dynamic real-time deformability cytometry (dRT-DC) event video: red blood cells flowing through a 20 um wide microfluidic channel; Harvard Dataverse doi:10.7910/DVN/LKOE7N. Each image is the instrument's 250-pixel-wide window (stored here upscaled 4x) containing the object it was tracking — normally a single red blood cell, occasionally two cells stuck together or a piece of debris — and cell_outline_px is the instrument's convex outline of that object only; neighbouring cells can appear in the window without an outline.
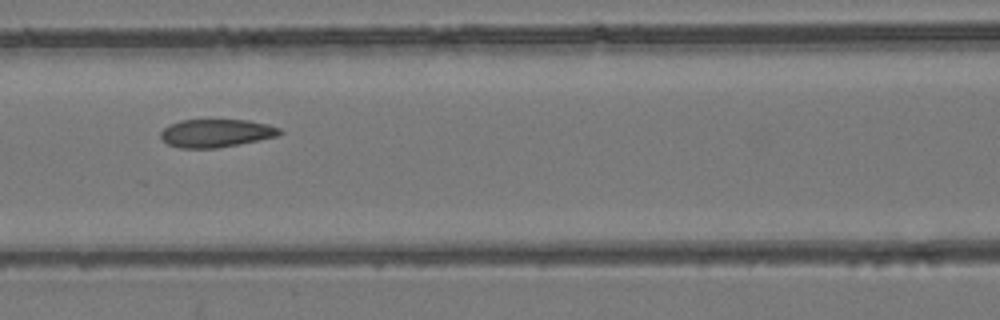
{"species": "common noctule bat (a hibernating species)", "species_latin": "Nyctalus noctula", "temperature_condition": "room temperature", "stored_images_in_passage": 8, "camera_frame_rate_fps": 3000, "um_per_image_px": 0.085, "animal": {"sex": "female", "body_mass_g": 24.6, "forearm_length_mm": 56.2}, "frame": {"image": 1, "passage_image": 6, "time_ms": 5.667, "image_size_px": [1000, 320], "cell_outline_px": [[284, 132], [276, 136], [216, 148], [180, 148], [168, 144], [160, 140], [160, 132], [168, 124], [180, 120], [248, 120], [268, 124], [280, 128]], "centroid_in_image_um": [18.31, 11.31], "position_along_channel_um": 148.3, "area_um2": 19.42}}
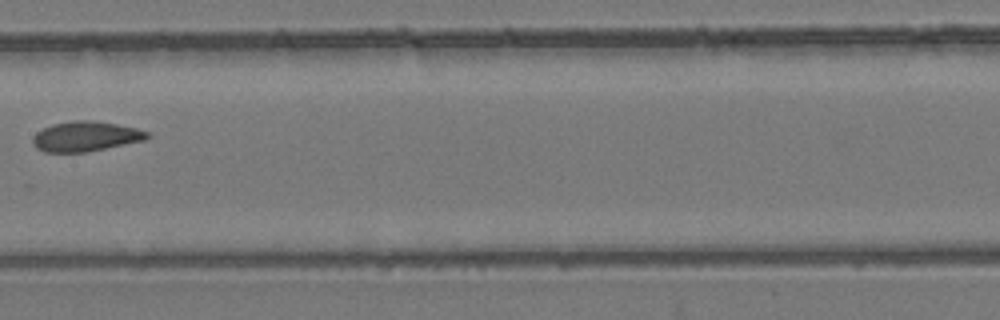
{"frame": {"image": 2, "passage_image": 7, "time_ms": 7.0, "image_size_px": [1000, 320], "cell_outline_px": [[152, 136], [144, 140], [84, 152], [44, 152], [36, 148], [32, 144], [32, 136], [36, 132], [52, 124], [72, 120], [92, 120], [116, 124], [136, 128], [148, 132]], "centroid_in_image_um": [7.24, 11.58], "position_along_channel_um": 200.2, "area_um2": 19.94}}
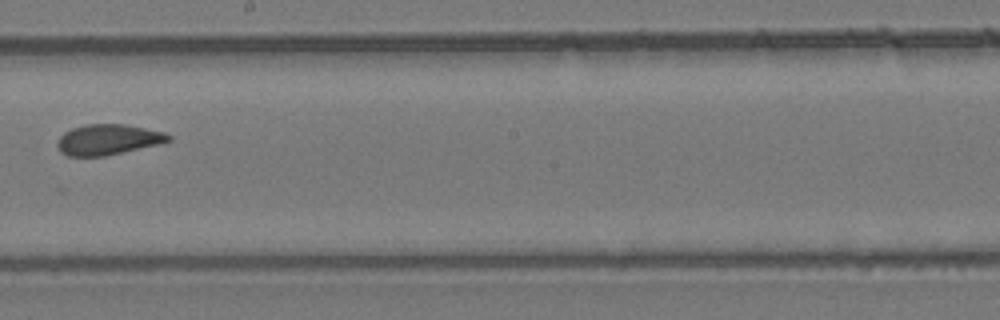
{"frame": {"image": 3, "passage_image": 8, "time_ms": 8.0, "image_size_px": [1000, 320], "cell_outline_px": [[172, 140], [160, 144], [104, 156], [68, 156], [60, 152], [56, 144], [60, 136], [64, 132], [72, 128], [88, 124], [124, 124], [164, 132], [172, 136]], "centroid_in_image_um": [9.18, 11.87], "position_along_channel_um": 239.0, "area_um2": 19.77}}